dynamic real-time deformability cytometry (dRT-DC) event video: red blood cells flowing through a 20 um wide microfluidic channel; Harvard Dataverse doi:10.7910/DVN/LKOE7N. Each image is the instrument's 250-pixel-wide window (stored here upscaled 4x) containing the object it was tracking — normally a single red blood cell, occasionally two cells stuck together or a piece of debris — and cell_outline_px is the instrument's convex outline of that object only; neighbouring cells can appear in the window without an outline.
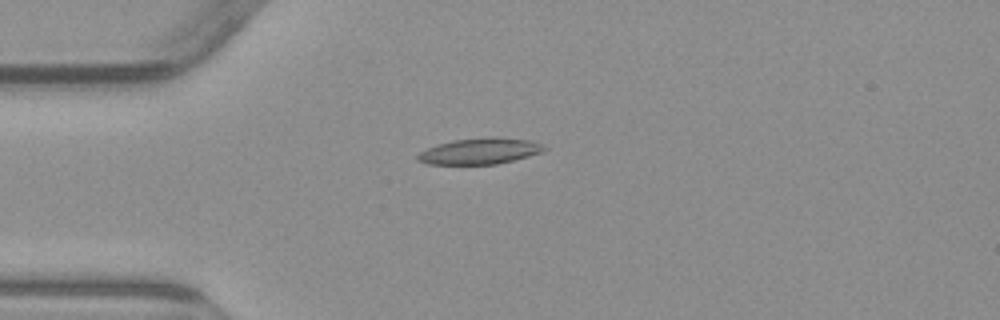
{"species": "common noctule bat (a hibernating species)", "species_latin": "Nyctalus noctula", "temperature_condition": "warm", "stored_images_in_passage": 5, "camera_frame_rate_fps": 3000, "um_per_image_px": 0.085, "animal": {"sex": "male", "body_mass_g": 23.1, "forearm_length_mm": 52.7}, "frame": {"image": 1, "passage_image": 4, "time_ms": 4.0, "image_size_px": [1000, 320], "cell_outline_px": [[548, 148], [540, 152], [528, 156], [496, 164], [428, 164], [416, 160], [416, 156], [420, 152], [436, 144], [452, 140], [528, 140], [544, 144]], "centroid_in_image_um": [40.71, 12.9], "position_along_channel_um": 44.3, "area_um2": 18.15}}
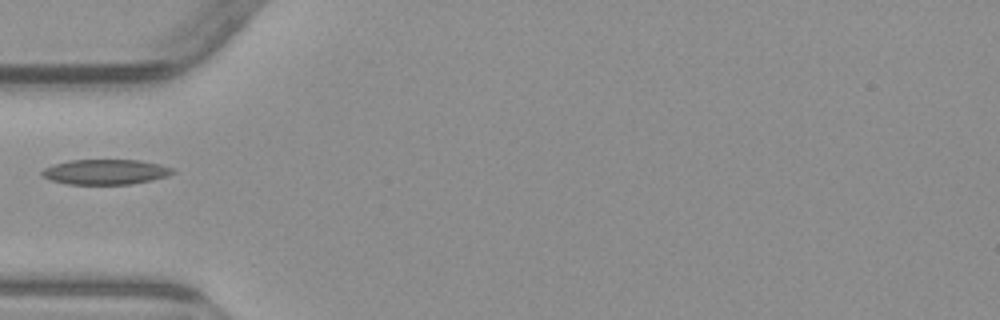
{"frame": {"image": 2, "passage_image": 5, "time_ms": 5.333, "image_size_px": [1000, 320], "cell_outline_px": [[176, 172], [168, 176], [152, 180], [132, 184], [68, 184], [52, 180], [40, 176], [40, 172], [44, 168], [56, 164], [72, 160], [140, 160], [160, 164], [172, 168]], "centroid_in_image_um": [8.99, 14.61], "position_along_channel_um": 76.0, "area_um2": 19.13}}